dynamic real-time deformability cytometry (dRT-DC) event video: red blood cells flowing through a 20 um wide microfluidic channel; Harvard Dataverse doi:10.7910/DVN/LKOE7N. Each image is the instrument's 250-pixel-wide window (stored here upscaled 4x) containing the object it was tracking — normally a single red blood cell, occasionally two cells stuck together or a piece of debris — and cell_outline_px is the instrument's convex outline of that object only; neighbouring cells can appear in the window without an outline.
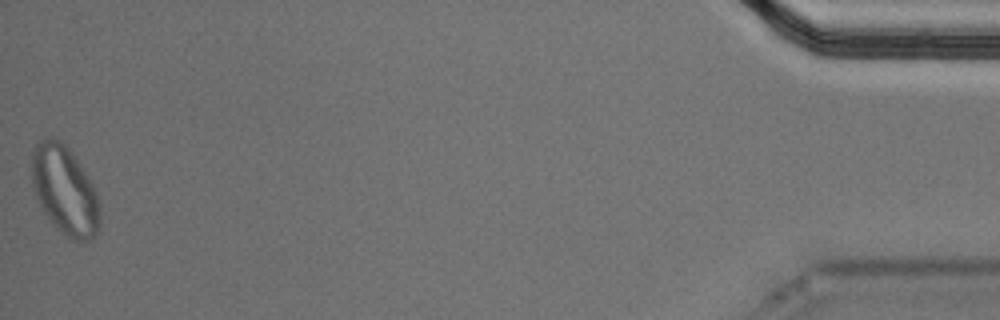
{"species": "Egyptian fruit bat (a non-hibernating species)", "species_latin": "Rousettus aegyptiacus", "temperature_condition": "cold", "stored_images_in_passage": 44, "segment_of_instrument_passage": [2, 2], "camera_frame_rate_fps": 3000, "um_per_image_px": 0.085, "animal": {"sex": "male"}, "frame": {"image": 1, "passage_image": 44, "time_ms": 14.333, "image_size_px": [1000, 320], "cell_outline_px": [[100, 224], [96, 236], [88, 240], [72, 240], [64, 236], [52, 224], [44, 212], [32, 188], [32, 152], [36, 140], [52, 136], [60, 140], [72, 152], [92, 184], [96, 192], [100, 204]], "centroid_in_image_um": [5.49, 16.18], "position_along_channel_um": 429.7, "area_um2": 35.55}}